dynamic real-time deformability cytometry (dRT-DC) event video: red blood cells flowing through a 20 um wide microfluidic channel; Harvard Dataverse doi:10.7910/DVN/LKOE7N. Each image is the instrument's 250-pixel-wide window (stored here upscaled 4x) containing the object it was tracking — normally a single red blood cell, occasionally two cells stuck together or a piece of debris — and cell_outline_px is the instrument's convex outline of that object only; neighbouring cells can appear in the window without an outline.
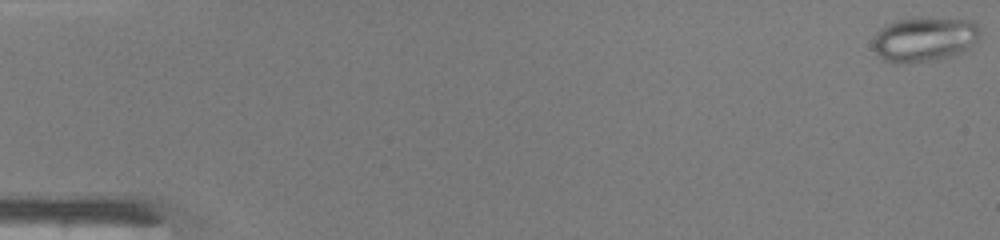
{"species": "common noctule bat (a hibernating species)", "species_latin": "Nyctalus noctula", "temperature_condition": "warm", "stored_images_in_passage": 14, "segment_of_instrument_passage": [1, 2], "camera_frame_rate_fps": 3000, "um_per_image_px": 0.085, "animal": {"sex": "male", "body_mass_g": 19.0, "forearm_length_mm": 50.8}, "frame": {"image": 1, "passage_image": 1, "time_ms": 0.0, "image_size_px": [1000, 240], "cell_outline_px": [[980, 32], [976, 40], [968, 48], [952, 56], [936, 60], [884, 60], [872, 48], [876, 36], [888, 24], [896, 20], [920, 16], [972, 20], [980, 28]], "centroid_in_image_um": [78.64, 3.27], "position_along_channel_um": 6.4, "area_um2": 27.17}}